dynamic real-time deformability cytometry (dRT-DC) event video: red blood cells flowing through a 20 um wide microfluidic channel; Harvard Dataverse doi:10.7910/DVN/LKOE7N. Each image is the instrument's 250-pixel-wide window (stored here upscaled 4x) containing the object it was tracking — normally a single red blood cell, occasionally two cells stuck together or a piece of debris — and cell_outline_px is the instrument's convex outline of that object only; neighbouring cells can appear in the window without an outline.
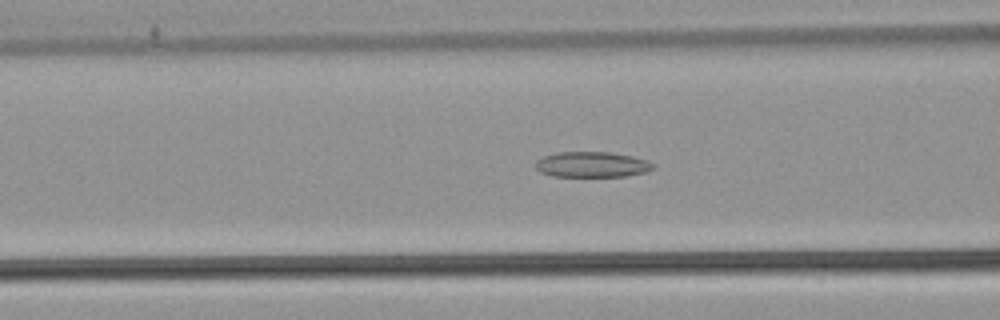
{"species": "common noctule bat (a hibernating species)", "species_latin": "Nyctalus noctula", "temperature_condition": "warm", "stored_images_in_passage": 53, "camera_frame_rate_fps": 3000, "um_per_image_px": 0.085, "animal": {"sex": "male", "body_mass_g": 21.5, "forearm_length_mm": 52.0}, "frame": {"image": 1, "passage_image": 21, "time_ms": 6.667, "image_size_px": [1000, 320], "cell_outline_px": [[656, 168], [644, 172], [624, 176], [552, 176], [540, 172], [536, 168], [536, 164], [544, 156], [556, 152], [608, 152], [632, 156], [648, 160], [656, 164]], "centroid_in_image_um": [50.37, 13.98], "position_along_channel_um": 116.2, "area_um2": 17.4}}
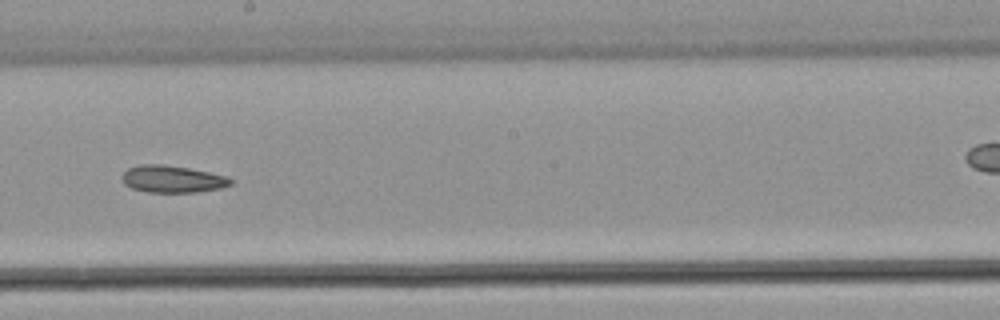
{"frame": {"image": 2, "passage_image": 30, "time_ms": 9.667, "image_size_px": [1000, 320], "cell_outline_px": [[236, 180], [232, 184], [220, 188], [200, 192], [148, 192], [132, 188], [124, 184], [120, 176], [128, 168], [140, 164], [164, 164], [188, 168], [228, 176]], "centroid_in_image_um": [14.67, 15.22], "position_along_channel_um": 233.5, "area_um2": 17.34}}
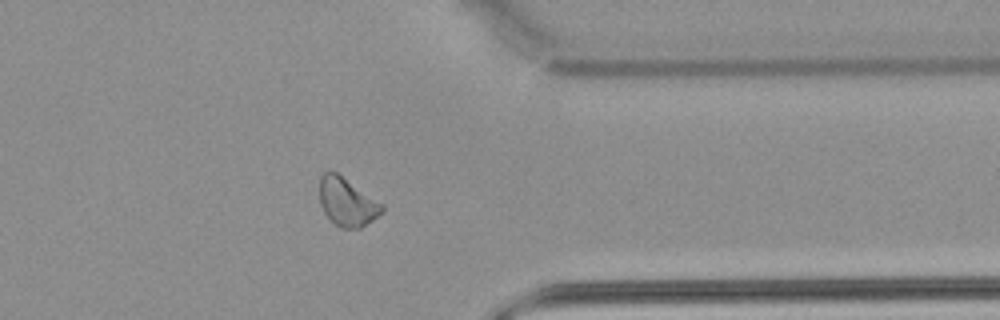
{"frame": {"image": 3, "passage_image": 42, "time_ms": 13.667, "image_size_px": [1000, 320], "cell_outline_px": [[384, 212], [360, 228], [340, 228], [324, 212], [320, 204], [320, 176], [324, 172], [336, 172], [384, 204]], "centroid_in_image_um": [29.52, 17.17], "position_along_channel_um": 381.9, "area_um2": 17.4}}